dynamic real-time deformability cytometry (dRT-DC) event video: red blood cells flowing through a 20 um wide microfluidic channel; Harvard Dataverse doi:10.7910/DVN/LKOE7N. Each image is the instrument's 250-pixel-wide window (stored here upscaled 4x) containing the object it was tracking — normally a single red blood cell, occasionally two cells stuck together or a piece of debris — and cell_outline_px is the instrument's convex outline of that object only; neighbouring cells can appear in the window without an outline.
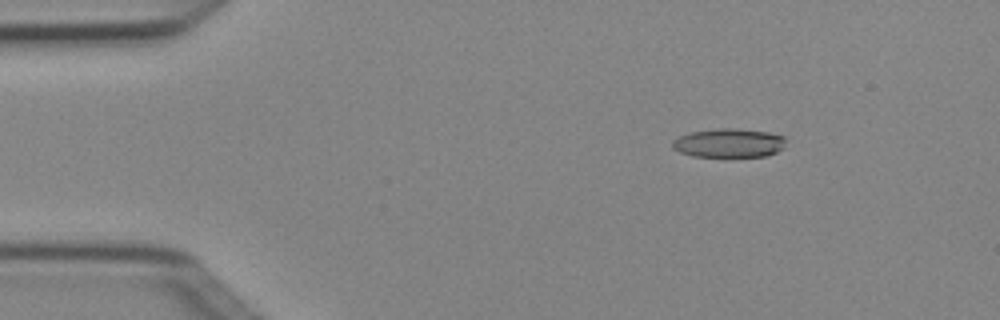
{"species": "Egyptian fruit bat (a non-hibernating species)", "species_latin": "Rousettus aegyptiacus", "temperature_condition": "cold", "stored_images_in_passage": 3, "camera_frame_rate_fps": 3000, "um_per_image_px": 0.085, "animal": {"sex": "female"}, "frame": {"image": 1, "passage_image": 2, "time_ms": 0.333, "image_size_px": [1000, 320], "cell_outline_px": [[784, 148], [768, 156], [692, 156], [680, 152], [672, 148], [672, 140], [680, 136], [692, 132], [716, 128], [736, 128], [768, 132], [784, 136]], "centroid_in_image_um": [61.96, 12.15], "position_along_channel_um": 23.0, "area_um2": 19.07}}